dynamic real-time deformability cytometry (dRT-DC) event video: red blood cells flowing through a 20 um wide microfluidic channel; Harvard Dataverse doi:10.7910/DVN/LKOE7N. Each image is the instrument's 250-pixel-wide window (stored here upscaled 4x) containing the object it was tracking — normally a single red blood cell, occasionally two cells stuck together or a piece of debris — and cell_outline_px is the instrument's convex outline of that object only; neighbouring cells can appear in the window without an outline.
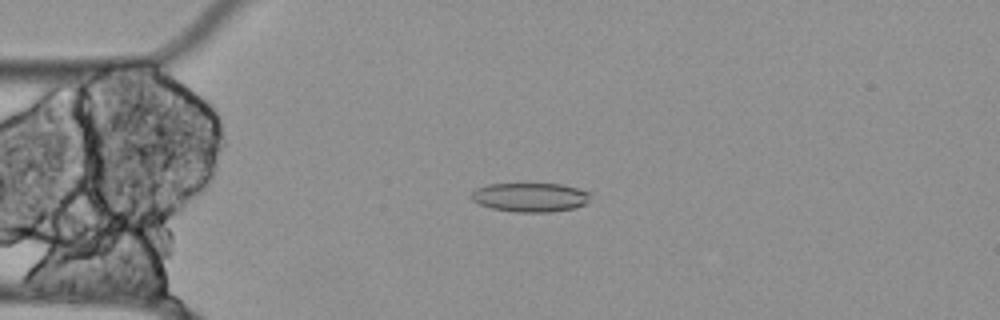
{"species": "Egyptian fruit bat (a non-hibernating species)", "species_latin": "Rousettus aegyptiacus", "temperature_condition": "cold", "stored_images_in_passage": 54, "segment_of_instrument_passage": [1, 2], "camera_frame_rate_fps": 3000, "um_per_image_px": 0.085, "animal": {"sex": "female"}, "frame": {"image": 1, "passage_image": 12, "time_ms": 3.667, "image_size_px": [1000, 320], "cell_outline_px": [[592, 192], [588, 204], [576, 208], [548, 212], [516, 212], [492, 208], [480, 204], [472, 200], [468, 196], [476, 188], [488, 184], [560, 184]], "centroid_in_image_um": [45.1, 16.77], "position_along_channel_um": 39.9, "area_um2": 20.35}}
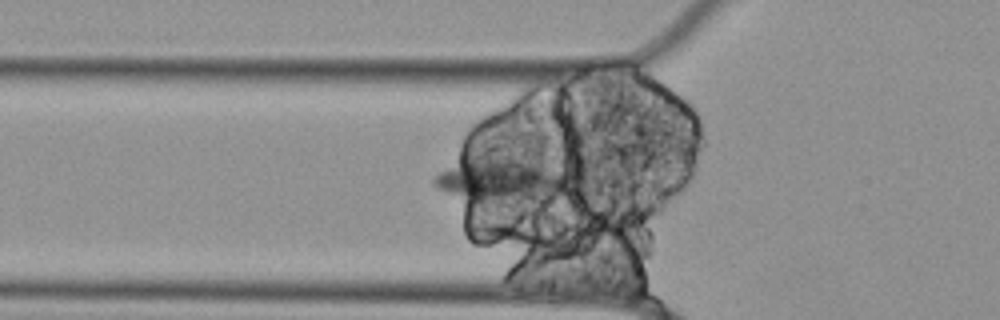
{"frame": {"image": 2, "passage_image": 17, "time_ms": 5.333, "image_size_px": [1000, 320], "cell_outline_px": [[564, 184], [540, 200], [472, 200], [444, 192], [436, 188], [432, 184], [432, 180], [460, 152], [556, 168], [564, 172]], "centroid_in_image_um": [42.25, 15.22], "position_along_channel_um": 83.6, "area_um2": 33.18}}